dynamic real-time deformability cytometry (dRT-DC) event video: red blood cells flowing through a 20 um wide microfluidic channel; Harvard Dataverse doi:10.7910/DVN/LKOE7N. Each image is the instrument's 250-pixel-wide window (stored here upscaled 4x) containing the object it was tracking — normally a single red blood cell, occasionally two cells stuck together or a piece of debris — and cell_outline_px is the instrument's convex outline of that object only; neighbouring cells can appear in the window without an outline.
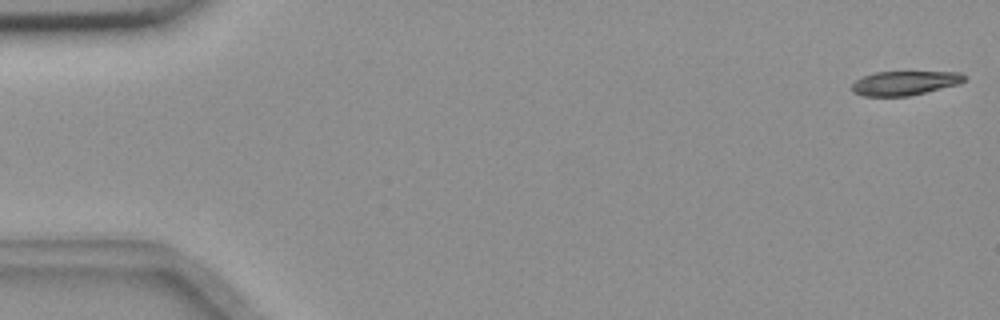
{"species": "common noctule bat (a hibernating species)", "species_latin": "Nyctalus noctula", "temperature_condition": "room temperature", "stored_images_in_passage": 16, "camera_frame_rate_fps": 3000, "um_per_image_px": 0.085, "animal": {"sex": "female", "body_mass_g": 18.4}, "frame": {"image": 1, "passage_image": 1, "time_ms": 0.0, "image_size_px": [1000, 320], "cell_outline_px": [[968, 76], [960, 84], [908, 96], [864, 96], [852, 92], [852, 84], [856, 80], [864, 76], [876, 72], [960, 72]], "centroid_in_image_um": [76.92, 7.06], "position_along_channel_um": 8.1, "area_um2": 15.84}}